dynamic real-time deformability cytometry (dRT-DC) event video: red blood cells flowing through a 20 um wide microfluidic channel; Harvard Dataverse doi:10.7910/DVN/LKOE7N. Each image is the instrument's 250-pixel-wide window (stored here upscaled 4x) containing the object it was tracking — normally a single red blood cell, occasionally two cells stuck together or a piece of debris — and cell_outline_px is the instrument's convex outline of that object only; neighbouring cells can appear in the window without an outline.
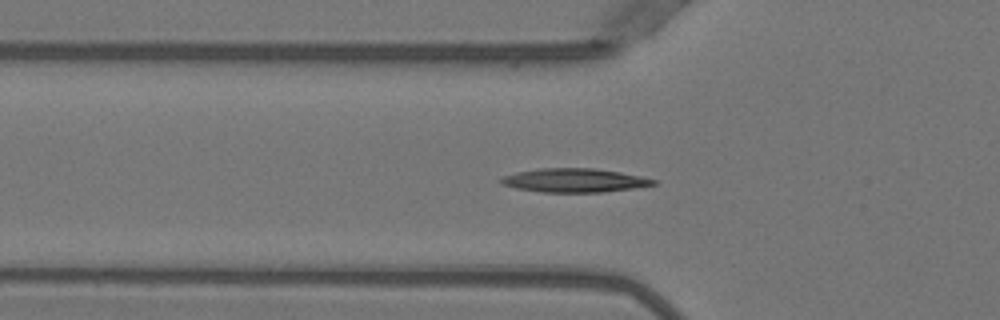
{"species": "Egyptian fruit bat (a non-hibernating species)", "species_latin": "Rousettus aegyptiacus", "temperature_condition": "warm", "stored_images_in_passage": 53, "camera_frame_rate_fps": 3000, "um_per_image_px": 0.085, "animal": {"sex": "female"}, "frame": {"image": 1, "passage_image": 18, "time_ms": 5.667, "image_size_px": [1000, 320], "cell_outline_px": [[656, 184], [632, 188], [600, 192], [540, 192], [516, 188], [500, 184], [496, 180], [504, 176], [516, 172], [536, 168], [596, 168], [620, 172], [640, 176], [656, 180]], "centroid_in_image_um": [48.74, 15.32], "position_along_channel_um": 77.1, "area_um2": 21.15}}
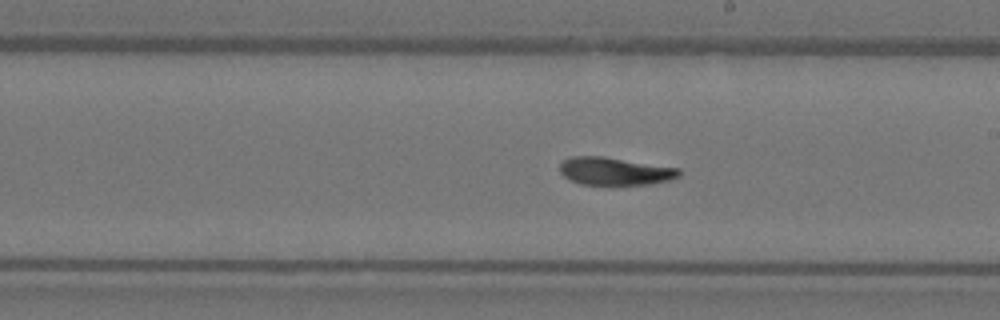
{"frame": {"image": 2, "passage_image": 30, "time_ms": 9.667, "image_size_px": [1000, 320], "cell_outline_px": [[680, 176], [668, 180], [652, 184], [612, 188], [580, 184], [564, 176], [560, 172], [560, 164], [564, 160], [572, 156], [604, 156], [680, 168]], "centroid_in_image_um": [52.27, 14.6], "position_along_channel_um": 236.7, "area_um2": 20.23}}
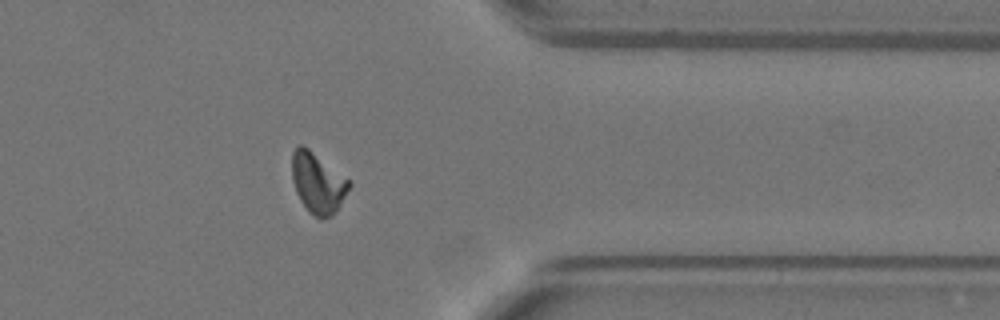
{"frame": {"image": 3, "passage_image": 42, "time_ms": 13.667, "image_size_px": [1000, 320], "cell_outline_px": [[352, 184], [332, 216], [320, 220], [308, 212], [300, 200], [296, 192], [292, 180], [292, 152], [300, 144], [304, 144], [352, 180]], "centroid_in_image_um": [27.02, 15.53], "position_along_channel_um": 384.4, "area_um2": 20.58}, "authors_computed_cell_mechanics": {"area_um2": 19.4786, "velocity_mm_per_s": 3.9726, "shape_relaxation_time_tau1_ms": 8.4873, "shape_relaxation_time_tau2_ms": 2.598, "deformation_change_tau1": 0.2465, "deformation_change_tau2": 0.0848}}